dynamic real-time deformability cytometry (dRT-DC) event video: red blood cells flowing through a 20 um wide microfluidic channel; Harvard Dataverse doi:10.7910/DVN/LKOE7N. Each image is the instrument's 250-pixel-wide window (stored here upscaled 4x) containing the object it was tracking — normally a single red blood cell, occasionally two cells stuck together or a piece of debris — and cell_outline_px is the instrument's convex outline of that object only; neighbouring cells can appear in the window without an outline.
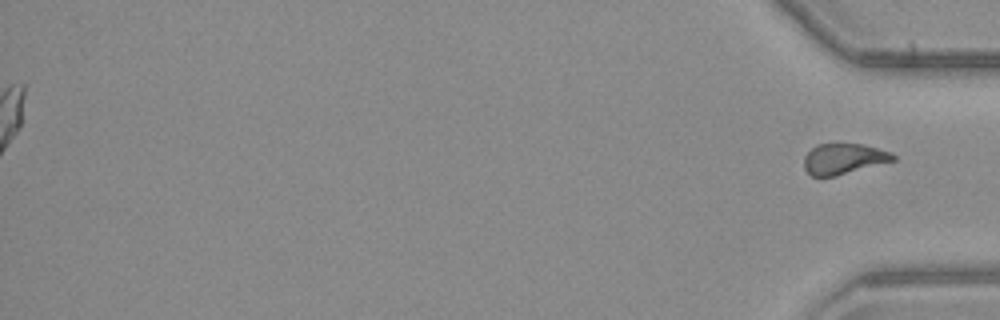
{"species": "common noctule bat (a hibernating species)", "species_latin": "Nyctalus noctula", "temperature_condition": "warm", "stored_images_in_passage": 57, "segment_of_instrument_passage": [2, 2], "camera_frame_rate_fps": 3000, "um_per_image_px": 0.085, "animal": {"sex": "male", "body_mass_g": 23.1, "forearm_length_mm": 52.7}, "frame": {"image": 1, "passage_image": 57, "time_ms": 18.667, "image_size_px": [1000, 320], "cell_outline_px": [[896, 160], [836, 176], [812, 176], [804, 168], [804, 156], [816, 144], [836, 140], [864, 144], [888, 152], [896, 156]], "centroid_in_image_um": [71.68, 13.44], "position_along_channel_um": 363.5, "area_um2": 16.47}}